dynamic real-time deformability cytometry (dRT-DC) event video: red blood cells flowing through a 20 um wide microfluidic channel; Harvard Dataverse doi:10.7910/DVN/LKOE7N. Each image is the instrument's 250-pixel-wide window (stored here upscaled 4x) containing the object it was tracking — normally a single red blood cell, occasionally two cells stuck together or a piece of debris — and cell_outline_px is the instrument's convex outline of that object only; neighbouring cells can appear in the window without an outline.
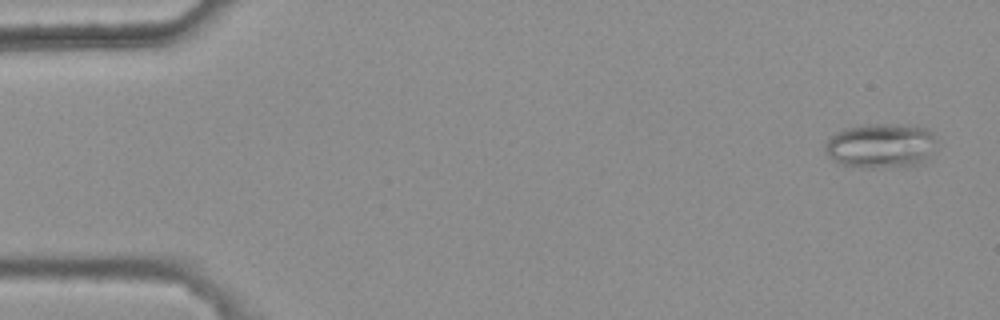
{"species": "common noctule bat (a hibernating species)", "species_latin": "Nyctalus noctula", "temperature_condition": "warm", "stored_images_in_passage": 5, "camera_frame_rate_fps": 3000, "um_per_image_px": 0.085, "animal": {"sex": "female", "body_mass_g": 25.1}, "frame": {"image": 1, "passage_image": 1, "time_ms": 0.0, "image_size_px": [1000, 320], "cell_outline_px": [[936, 140], [932, 160], [924, 164], [880, 168], [864, 168], [840, 164], [832, 160], [828, 156], [824, 148], [824, 144], [836, 132], [844, 128], [864, 124], [900, 124], [928, 128], [932, 132]], "centroid_in_image_um": [74.92, 12.4], "position_along_channel_um": 10.1, "area_um2": 29.88}}